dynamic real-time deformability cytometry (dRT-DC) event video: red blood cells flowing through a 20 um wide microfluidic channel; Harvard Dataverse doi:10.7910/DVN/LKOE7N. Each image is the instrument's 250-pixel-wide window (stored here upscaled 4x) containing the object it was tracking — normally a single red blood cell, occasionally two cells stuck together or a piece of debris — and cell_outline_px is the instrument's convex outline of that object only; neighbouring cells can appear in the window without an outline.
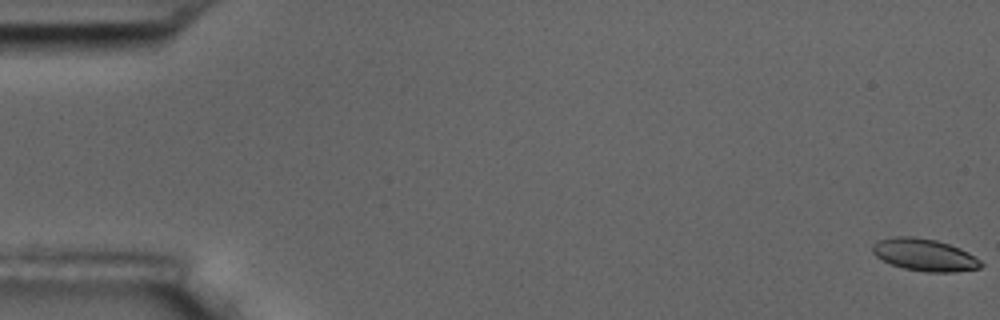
{"species": "common noctule bat (a hibernating species)", "species_latin": "Nyctalus noctula", "temperature_condition": "room temperature", "stored_images_in_passage": 7, "camera_frame_rate_fps": 3000, "um_per_image_px": 0.085, "animal": {"sex": "male", "body_mass_g": 17.5, "forearm_length_mm": 52.3}, "frame": {"image": 1, "passage_image": 1, "time_ms": 0.0, "image_size_px": [1000, 320], "cell_outline_px": [[984, 264], [980, 268], [956, 272], [924, 272], [904, 268], [892, 264], [876, 256], [872, 252], [872, 244], [880, 240], [896, 236], [912, 236], [936, 240], [960, 248], [968, 252], [980, 260]], "centroid_in_image_um": [78.6, 21.67], "position_along_channel_um": 6.4, "area_um2": 20.29}}
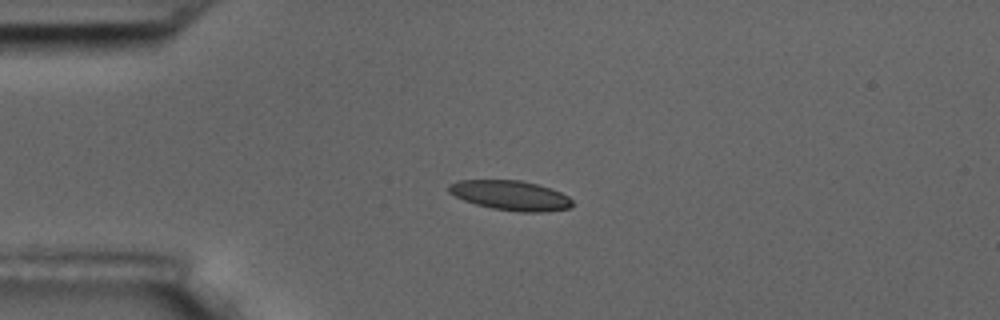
{"frame": {"image": 2, "passage_image": 5, "time_ms": 4.667, "image_size_px": [1000, 320], "cell_outline_px": [[572, 204], [568, 208], [544, 212], [520, 212], [492, 208], [476, 204], [464, 200], [448, 192], [448, 184], [456, 180], [520, 180], [536, 184], [560, 192], [568, 196], [572, 200]], "centroid_in_image_um": [43.36, 16.6], "position_along_channel_um": 41.6, "area_um2": 21.27}}